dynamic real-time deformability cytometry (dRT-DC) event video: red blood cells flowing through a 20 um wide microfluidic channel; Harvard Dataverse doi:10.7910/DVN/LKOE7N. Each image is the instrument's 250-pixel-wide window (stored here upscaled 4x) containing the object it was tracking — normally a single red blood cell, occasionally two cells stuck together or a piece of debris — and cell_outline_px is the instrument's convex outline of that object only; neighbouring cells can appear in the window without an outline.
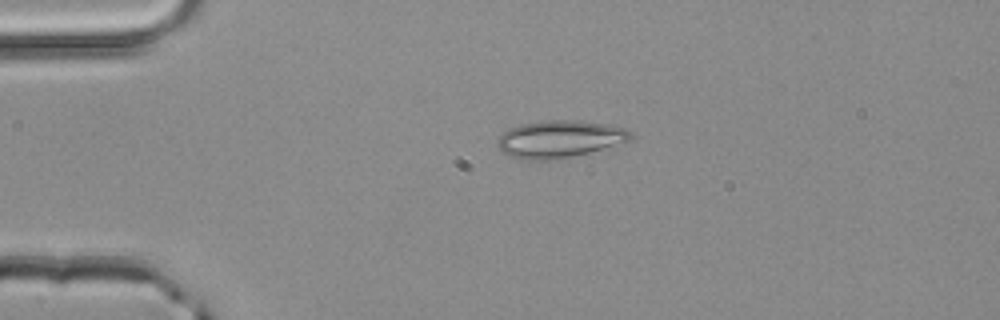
{"species": "common noctule bat (a hibernating species)", "species_latin": "Nyctalus noctula", "temperature_condition": "room temperature", "stored_images_in_passage": 2, "camera_frame_rate_fps": 3000, "um_per_image_px": 0.085, "animal": {"sex": "male", "body_mass_g": 20.4}, "frame": {"image": 1, "passage_image": 1, "time_ms": 0.0, "image_size_px": [1000, 320], "cell_outline_px": [[632, 140], [624, 144], [572, 156], [552, 160], [520, 160], [508, 156], [500, 152], [496, 144], [496, 140], [508, 128], [520, 124], [544, 120], [576, 120], [612, 124], [624, 128], [632, 132]], "centroid_in_image_um": [47.57, 11.82], "position_along_channel_um": 37.4, "area_um2": 29.65}}